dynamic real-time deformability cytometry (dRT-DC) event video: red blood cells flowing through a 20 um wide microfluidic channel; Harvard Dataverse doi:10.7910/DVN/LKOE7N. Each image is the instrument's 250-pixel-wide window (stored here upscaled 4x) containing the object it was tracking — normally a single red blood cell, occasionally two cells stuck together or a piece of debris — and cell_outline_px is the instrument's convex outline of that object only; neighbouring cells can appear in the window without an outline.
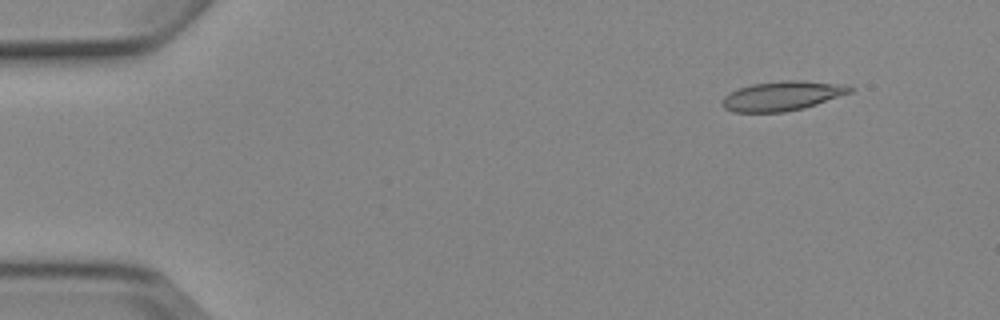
{"species": "Egyptian fruit bat (a non-hibernating species)", "species_latin": "Rousettus aegyptiacus", "temperature_condition": "cold", "stored_images_in_passage": 8, "camera_frame_rate_fps": 3000, "um_per_image_px": 0.085, "animal": {"sex": "female"}, "frame": {"image": 1, "passage_image": 1, "time_ms": 0.0, "image_size_px": [1000, 320], "cell_outline_px": [[856, 88], [852, 92], [804, 108], [784, 112], [732, 112], [724, 108], [720, 104], [720, 100], [728, 92], [752, 84], [784, 80], [800, 80], [840, 84]], "centroid_in_image_um": [66.44, 8.15], "position_along_channel_um": 18.6, "area_um2": 22.02}}
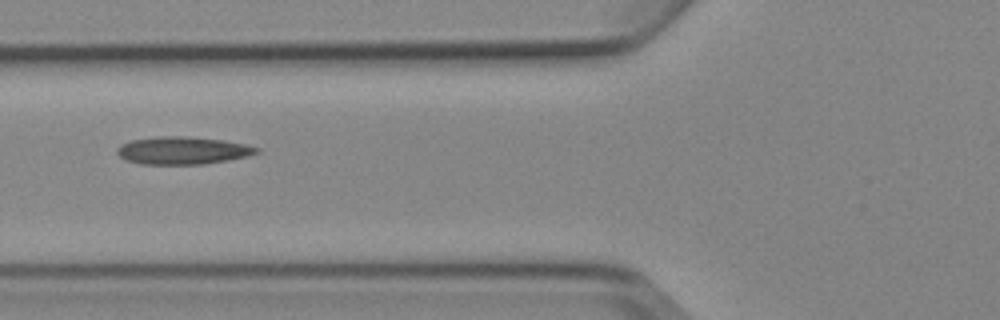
{"frame": {"image": 2, "passage_image": 5, "time_ms": 5.0, "image_size_px": [1000, 320], "cell_outline_px": [[260, 152], [248, 156], [228, 160], [204, 164], [140, 164], [124, 160], [116, 152], [116, 148], [120, 144], [132, 140], [160, 136], [184, 136], [224, 140], [244, 144], [260, 148]], "centroid_in_image_um": [15.51, 12.79], "position_along_channel_um": 110.3, "area_um2": 22.54}}
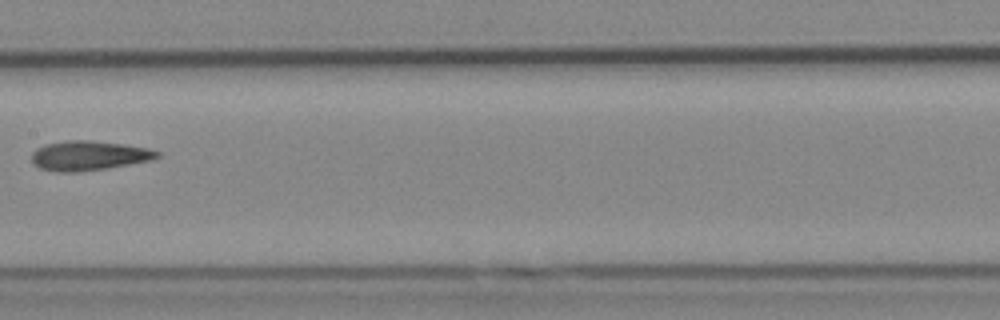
{"frame": {"image": 3, "passage_image": 7, "time_ms": 7.333, "image_size_px": [1000, 320], "cell_outline_px": [[160, 156], [152, 160], [108, 168], [76, 172], [56, 172], [40, 168], [32, 164], [32, 152], [36, 148], [44, 144], [68, 140], [88, 140], [120, 144], [148, 148], [160, 152]], "centroid_in_image_um": [7.52, 13.23], "position_along_channel_um": 199.9, "area_um2": 21.68}}